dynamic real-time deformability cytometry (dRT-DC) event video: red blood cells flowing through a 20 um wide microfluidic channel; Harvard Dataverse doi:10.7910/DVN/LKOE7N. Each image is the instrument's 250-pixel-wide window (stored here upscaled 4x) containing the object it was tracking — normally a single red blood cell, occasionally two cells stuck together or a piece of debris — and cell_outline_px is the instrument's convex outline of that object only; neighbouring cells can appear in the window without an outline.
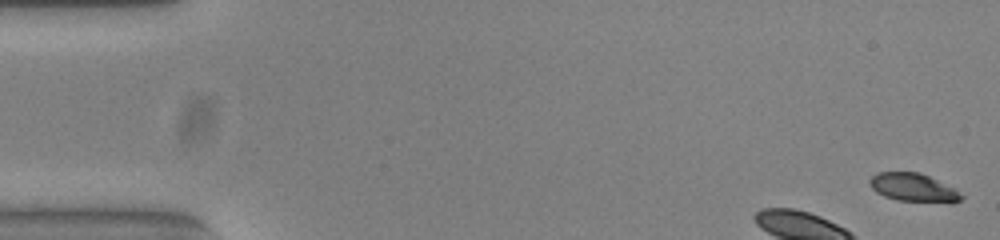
{"species": "common noctule bat (a hibernating species)", "species_latin": "Nyctalus noctula", "temperature_condition": "warm", "stored_images_in_passage": 11, "camera_frame_rate_fps": 3000, "um_per_image_px": 0.085, "animal": {"sex": "female", "body_mass_g": 23.0, "forearm_length_mm": 53.4}, "frame": {"image": 1, "passage_image": 1, "time_ms": 0.0, "image_size_px": [1000, 240], "cell_outline_px": [[964, 196], [960, 200], [952, 204], [896, 200], [884, 196], [876, 192], [868, 184], [868, 180], [876, 172], [920, 172], [952, 188]], "centroid_in_image_um": [77.61, 15.96], "position_along_channel_um": 7.4, "area_um2": 15.26}}